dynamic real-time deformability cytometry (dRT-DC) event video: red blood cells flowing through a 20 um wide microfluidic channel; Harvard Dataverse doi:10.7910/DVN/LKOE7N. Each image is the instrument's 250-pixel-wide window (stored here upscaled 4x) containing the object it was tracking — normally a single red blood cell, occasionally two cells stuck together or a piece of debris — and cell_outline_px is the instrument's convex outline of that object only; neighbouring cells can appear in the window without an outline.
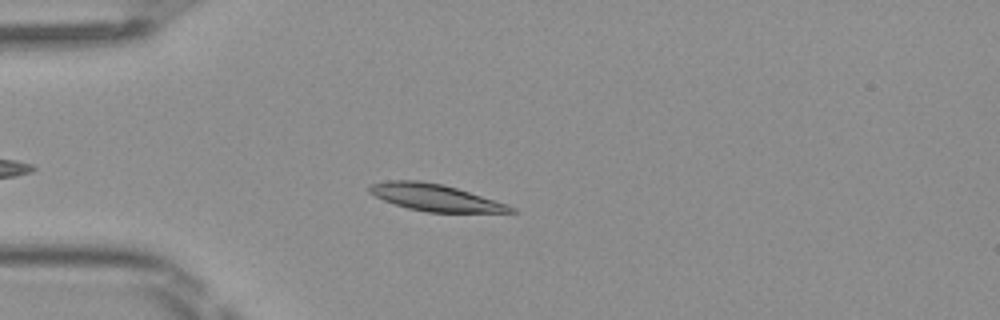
{"species": "Egyptian fruit bat (a non-hibernating species)", "species_latin": "Rousettus aegyptiacus", "temperature_condition": "room temperature", "stored_images_in_passage": 34, "camera_frame_rate_fps": 3000, "um_per_image_px": 0.085, "frame": {"image": 1, "passage_image": 6, "time_ms": 1.667, "image_size_px": [1000, 320], "cell_outline_px": [[516, 212], [428, 212], [408, 208], [384, 200], [368, 192], [368, 184], [388, 180], [420, 180], [444, 184], [508, 204], [516, 208]], "centroid_in_image_um": [36.97, 16.77], "position_along_channel_um": 48.0, "area_um2": 22.08}}
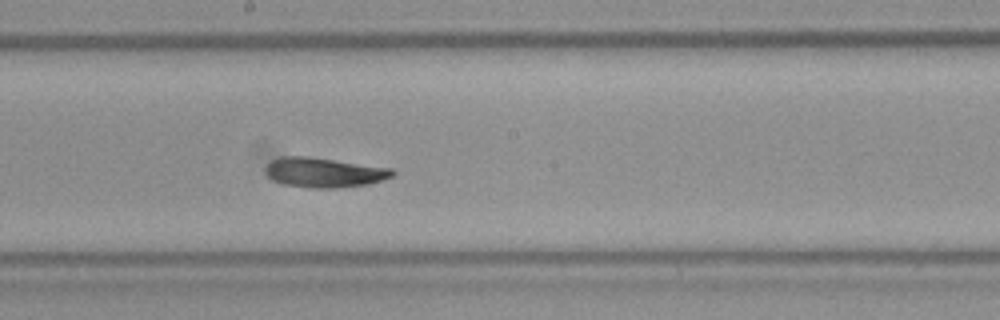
{"frame": {"image": 2, "passage_image": 20, "time_ms": 6.333, "image_size_px": [1000, 320], "cell_outline_px": [[396, 172], [392, 176], [368, 184], [332, 188], [312, 188], [284, 184], [272, 180], [264, 172], [264, 168], [272, 160], [280, 156], [308, 156], [392, 168]], "centroid_in_image_um": [27.51, 14.65], "position_along_channel_um": 220.7, "area_um2": 21.96}}
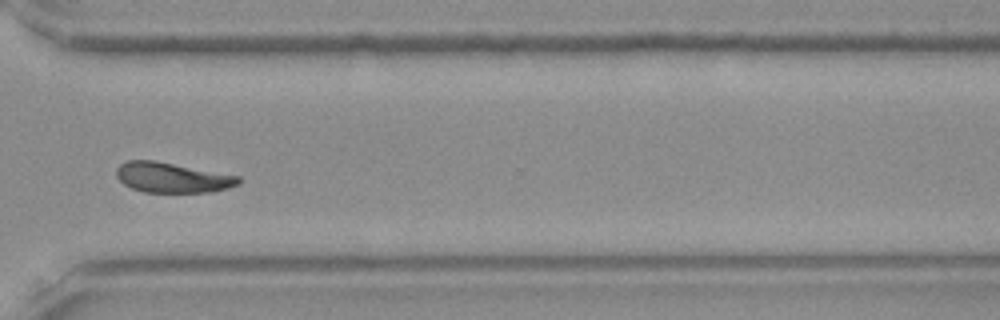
{"frame": {"image": 3, "passage_image": 30, "time_ms": 9.667, "image_size_px": [1000, 320], "cell_outline_px": [[240, 184], [228, 188], [208, 192], [144, 192], [132, 188], [124, 184], [116, 176], [116, 168], [120, 164], [128, 160], [156, 160], [240, 176]], "centroid_in_image_um": [14.64, 15.08], "position_along_channel_um": 356.0, "area_um2": 21.5}, "authors_computed_cell_mechanics": {"area_um2": 21.5594, "velocity_mm_per_s": 4.0656, "shape_relaxation_time_tau1_ms": 2.7187, "shape_relaxation_time_tau2_ms": 3.1146, "deformation_change_tau1": 0.124, "deformation_change_tau2": 0.0933}}